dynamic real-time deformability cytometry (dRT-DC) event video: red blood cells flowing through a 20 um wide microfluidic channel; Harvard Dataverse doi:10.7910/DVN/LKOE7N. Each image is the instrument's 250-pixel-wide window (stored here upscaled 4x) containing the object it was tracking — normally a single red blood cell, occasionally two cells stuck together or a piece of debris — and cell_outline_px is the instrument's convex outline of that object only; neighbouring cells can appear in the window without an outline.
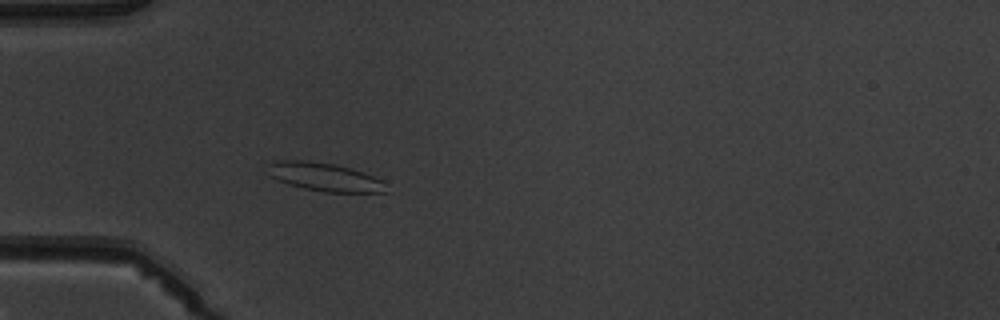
{"species": "common noctule bat (a hibernating species)", "species_latin": "Nyctalus noctula", "temperature_condition": "warm", "stored_images_in_passage": 2, "camera_frame_rate_fps": 3000, "um_per_image_px": 0.085, "animal": {"sex": "male", "body_mass_g": 19.5, "forearm_length_mm": 54.6}, "frame": {"image": 1, "passage_image": 2, "time_ms": 1.0, "image_size_px": [1000, 320], "cell_outline_px": [[388, 192], [324, 192], [304, 188], [288, 184], [264, 172], [268, 164], [276, 160], [308, 160], [332, 164], [364, 172], [384, 180]], "centroid_in_image_um": [27.57, 15.03], "position_along_channel_um": 57.4, "area_um2": 19.65}}